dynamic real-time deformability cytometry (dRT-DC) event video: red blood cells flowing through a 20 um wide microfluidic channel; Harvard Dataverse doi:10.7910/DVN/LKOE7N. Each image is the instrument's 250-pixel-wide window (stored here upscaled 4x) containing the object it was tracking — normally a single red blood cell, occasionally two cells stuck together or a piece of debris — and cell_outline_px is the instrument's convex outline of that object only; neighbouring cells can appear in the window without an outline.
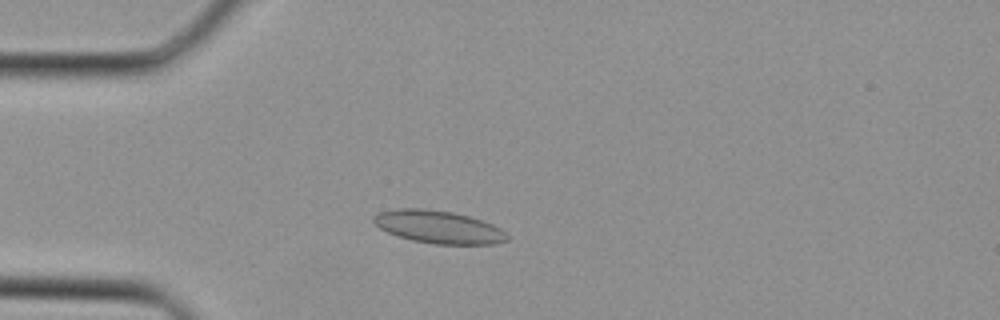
{"species": "Egyptian fruit bat (a non-hibernating species)", "species_latin": "Rousettus aegyptiacus", "temperature_condition": "cold", "stored_images_in_passage": 35, "camera_frame_rate_fps": 3000, "um_per_image_px": 0.085, "animal": {"sex": "female"}, "frame": {"image": 1, "passage_image": 8, "time_ms": 2.333, "image_size_px": [1000, 320], "cell_outline_px": [[508, 240], [496, 244], [432, 244], [412, 240], [388, 232], [380, 228], [372, 220], [372, 216], [380, 212], [400, 208], [424, 208], [452, 212], [468, 216], [492, 224], [508, 232]], "centroid_in_image_um": [37.3, 19.29], "position_along_channel_um": 47.7, "area_um2": 25.43}}
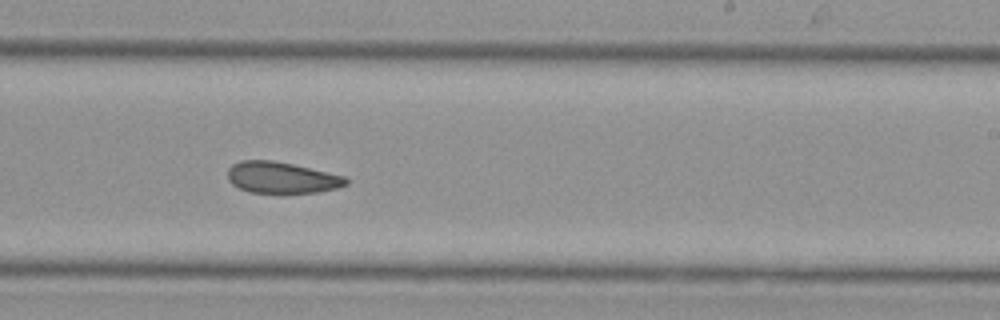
{"frame": {"image": 2, "passage_image": 21, "time_ms": 6.667, "image_size_px": [1000, 320], "cell_outline_px": [[348, 184], [336, 188], [316, 192], [284, 196], [252, 192], [240, 188], [232, 184], [228, 180], [228, 168], [232, 164], [240, 160], [272, 160], [292, 164], [344, 176], [348, 180]], "centroid_in_image_um": [23.92, 15.14], "position_along_channel_um": 265.1, "area_um2": 22.2}}
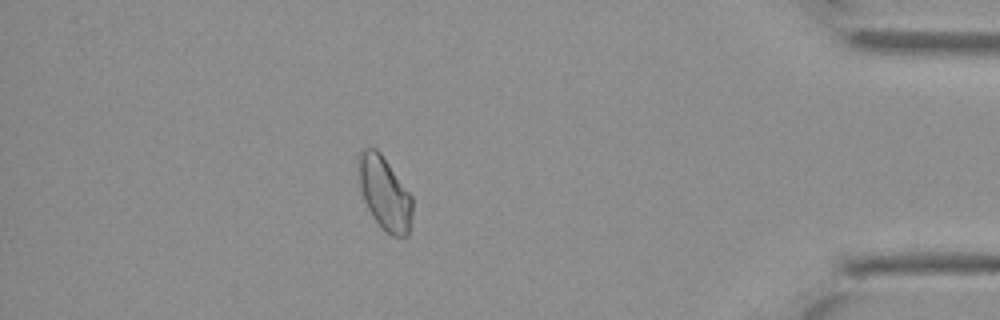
{"frame": {"image": 3, "passage_image": 31, "time_ms": 10.0, "image_size_px": [1000, 320], "cell_outline_px": [[412, 212], [408, 236], [392, 236], [384, 232], [372, 216], [364, 200], [360, 188], [360, 152], [364, 148], [376, 148], [380, 152], [412, 196]], "centroid_in_image_um": [32.71, 16.47], "position_along_channel_um": 402.5, "area_um2": 22.6}}